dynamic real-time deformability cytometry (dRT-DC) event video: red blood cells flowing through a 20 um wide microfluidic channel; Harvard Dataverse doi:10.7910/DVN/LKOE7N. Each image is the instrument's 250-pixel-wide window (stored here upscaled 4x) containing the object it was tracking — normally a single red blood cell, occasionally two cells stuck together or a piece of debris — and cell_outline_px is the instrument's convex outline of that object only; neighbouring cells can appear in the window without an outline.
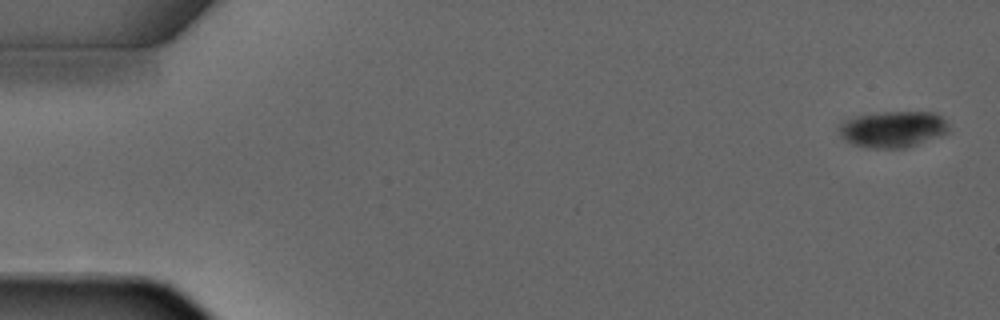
{"species": "common noctule bat (a hibernating species)", "species_latin": "Nyctalus noctula", "temperature_condition": "warm", "stored_images_in_passage": 4, "segment_of_instrument_passage": [2, 2], "camera_frame_rate_fps": 3000, "um_per_image_px": 0.085, "animal": {"sex": "male", "forearm_length_mm": 52.5}, "frame": {"image": 1, "passage_image": 4, "time_ms": 4.333, "image_size_px": [1000, 320], "cell_outline_px": [[948, 132], [940, 136], [904, 148], [868, 148], [852, 144], [844, 140], [840, 136], [836, 128], [844, 120], [856, 116], [880, 112], [936, 112], [948, 124]], "centroid_in_image_um": [75.84, 10.98], "position_along_channel_um": 9.2, "area_um2": 23.35}}